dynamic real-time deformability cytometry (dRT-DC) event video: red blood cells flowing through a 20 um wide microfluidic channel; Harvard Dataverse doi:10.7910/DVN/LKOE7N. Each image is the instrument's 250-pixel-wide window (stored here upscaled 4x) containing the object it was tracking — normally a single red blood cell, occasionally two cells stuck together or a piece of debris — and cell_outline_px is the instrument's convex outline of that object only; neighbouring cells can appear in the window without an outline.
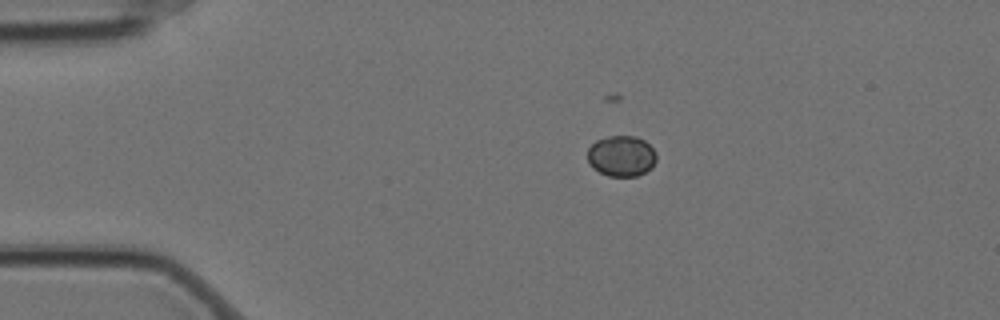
{"species": "Egyptian fruit bat (a non-hibernating species)", "species_latin": "Rousettus aegyptiacus", "temperature_condition": "cold", "stored_images_in_passage": 7, "camera_frame_rate_fps": 3000, "um_per_image_px": 0.085, "animal": {"sex": "female"}, "frame": {"image": 1, "passage_image": 4, "time_ms": 1.0, "image_size_px": [1000, 320], "cell_outline_px": [[656, 160], [652, 168], [636, 176], [608, 176], [592, 168], [588, 164], [588, 148], [596, 140], [608, 136], [636, 136], [644, 140], [656, 152]], "centroid_in_image_um": [52.81, 13.26], "position_along_channel_um": 32.2, "area_um2": 16.47}}
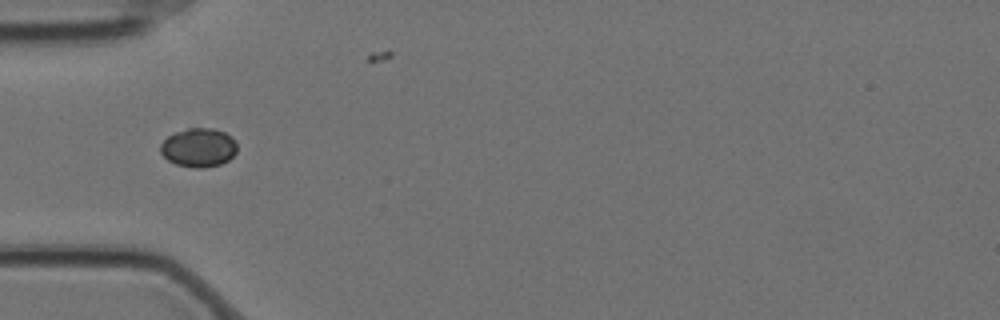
{"frame": {"image": 2, "passage_image": 6, "time_ms": 1.667, "image_size_px": [1000, 320], "cell_outline_px": [[236, 152], [228, 160], [220, 164], [204, 168], [192, 168], [176, 164], [168, 160], [160, 152], [160, 144], [168, 136], [176, 132], [188, 128], [212, 128], [224, 132], [232, 136], [236, 140]], "centroid_in_image_um": [16.89, 12.54], "position_along_channel_um": 68.1, "area_um2": 17.4}}